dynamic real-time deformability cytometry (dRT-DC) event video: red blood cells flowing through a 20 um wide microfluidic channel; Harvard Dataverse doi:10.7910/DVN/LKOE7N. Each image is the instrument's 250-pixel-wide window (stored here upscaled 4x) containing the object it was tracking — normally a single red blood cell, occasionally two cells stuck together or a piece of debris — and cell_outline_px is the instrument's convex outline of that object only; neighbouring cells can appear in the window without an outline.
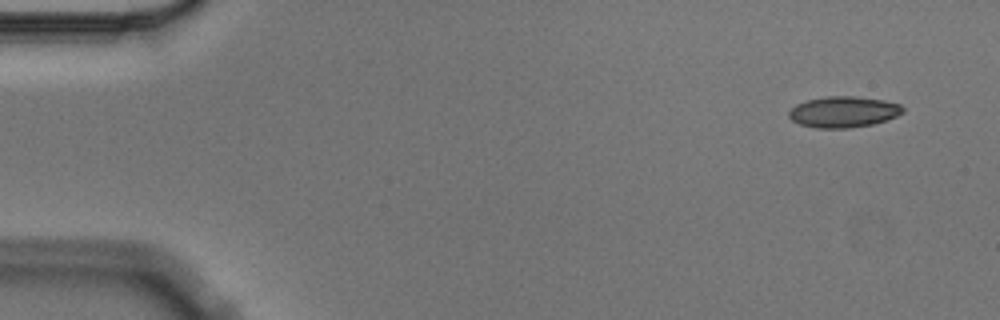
{"species": "Egyptian fruit bat (a non-hibernating species)", "species_latin": "Rousettus aegyptiacus", "temperature_condition": "cold", "stored_images_in_passage": 4, "camera_frame_rate_fps": 3000, "um_per_image_px": 0.085, "animal": {"sex": "male"}, "frame": {"image": 1, "passage_image": 1, "time_ms": 0.0, "image_size_px": [1000, 320], "cell_outline_px": [[904, 112], [888, 120], [872, 124], [848, 128], [816, 128], [800, 124], [792, 120], [788, 116], [788, 112], [796, 104], [808, 100], [824, 96], [856, 96], [884, 100], [900, 104], [904, 108]], "centroid_in_image_um": [71.71, 9.5], "position_along_channel_um": 13.3, "area_um2": 20.69}}
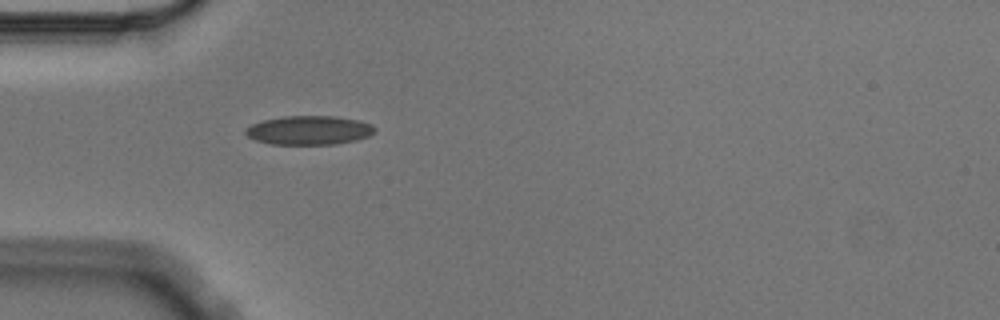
{"frame": {"image": 2, "passage_image": 4, "time_ms": 1.0, "image_size_px": [1000, 320], "cell_outline_px": [[376, 132], [368, 136], [356, 140], [336, 144], [272, 144], [256, 140], [248, 136], [244, 132], [244, 128], [252, 124], [264, 120], [280, 116], [336, 116], [360, 120], [372, 124], [376, 128]], "centroid_in_image_um": [26.29, 11.06], "position_along_channel_um": 58.7, "area_um2": 21.96}}